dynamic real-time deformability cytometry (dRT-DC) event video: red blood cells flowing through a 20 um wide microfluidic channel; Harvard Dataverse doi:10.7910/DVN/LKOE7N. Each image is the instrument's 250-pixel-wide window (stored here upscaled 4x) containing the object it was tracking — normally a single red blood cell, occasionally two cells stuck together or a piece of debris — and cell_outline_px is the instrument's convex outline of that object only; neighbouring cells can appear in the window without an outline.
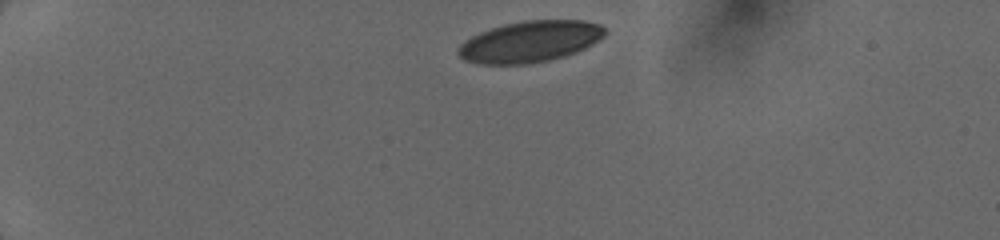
{"species": "human", "species_latin": "Homo sapiens", "temperature_condition": "cold", "stored_images_in_passage": 6, "camera_frame_rate_fps": 3000, "um_per_image_px": 0.085, "donor": {"sex": "female"}, "frame": {"image": 1, "passage_image": 1, "time_ms": 0.0, "image_size_px": [1000, 240], "cell_outline_px": [[608, 32], [604, 36], [592, 44], [576, 52], [564, 56], [548, 60], [524, 64], [480, 64], [464, 60], [456, 52], [460, 44], [464, 40], [480, 32], [504, 24], [524, 20], [584, 20], [600, 24]], "centroid_in_image_um": [45.05, 3.53], "position_along_channel_um": 40.0, "area_um2": 35.26}}
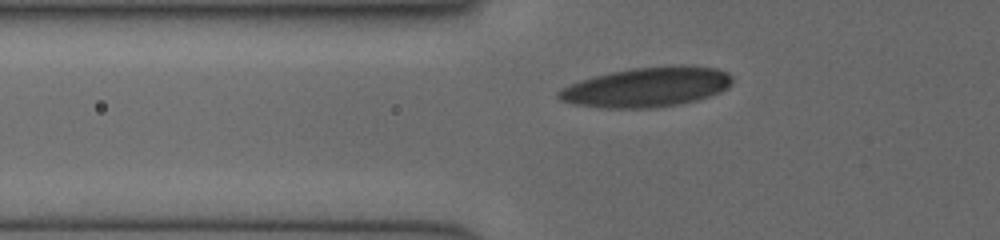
{"frame": {"image": 2, "passage_image": 5, "time_ms": 2.333, "image_size_px": [1000, 240], "cell_outline_px": [[732, 80], [728, 88], [720, 92], [696, 100], [680, 104], [652, 108], [604, 108], [572, 104], [560, 100], [556, 96], [556, 92], [560, 88], [580, 80], [612, 72], [632, 68], [680, 64], [684, 64], [716, 68], [728, 72], [732, 76]], "centroid_in_image_um": [54.98, 7.4], "position_along_channel_um": 70.8, "area_um2": 40.52}}